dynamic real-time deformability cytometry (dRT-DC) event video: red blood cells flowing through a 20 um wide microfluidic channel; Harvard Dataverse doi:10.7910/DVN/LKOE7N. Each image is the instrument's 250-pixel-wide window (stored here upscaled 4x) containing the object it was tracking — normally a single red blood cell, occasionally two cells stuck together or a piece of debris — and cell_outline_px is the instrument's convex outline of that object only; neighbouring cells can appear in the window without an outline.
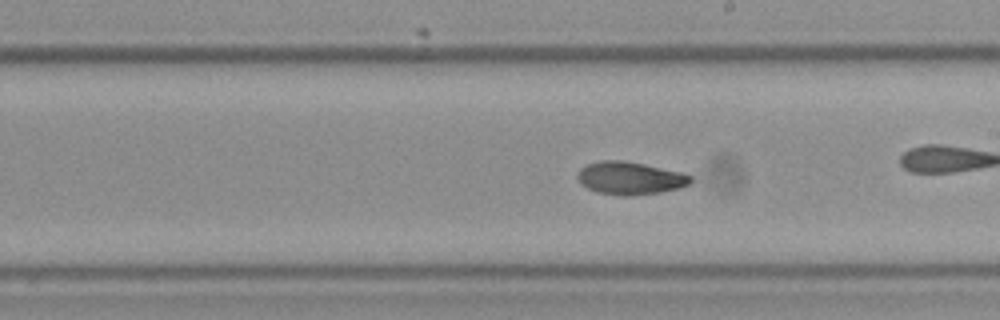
{"species": "Egyptian fruit bat (a non-hibernating species)", "species_latin": "Rousettus aegyptiacus", "temperature_condition": "cold", "stored_images_in_passage": 59, "camera_frame_rate_fps": 3000, "um_per_image_px": 0.085, "frame": {"image": 1, "passage_image": 34, "time_ms": 11.0, "image_size_px": [1000, 320], "cell_outline_px": [[692, 184], [680, 188], [660, 192], [632, 196], [620, 196], [596, 192], [580, 184], [576, 176], [580, 168], [588, 164], [600, 160], [620, 160], [644, 164], [684, 172], [692, 176]], "centroid_in_image_um": [53.57, 15.15], "position_along_channel_um": 235.4, "area_um2": 21.96}}
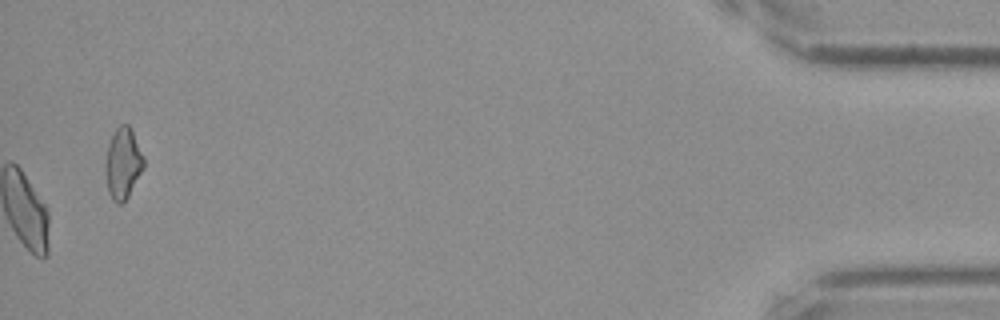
{"frame": {"image": 2, "passage_image": 59, "time_ms": 19.333, "image_size_px": [1000, 320], "cell_outline_px": [[144, 168], [128, 196], [120, 204], [116, 204], [112, 200], [108, 192], [104, 168], [108, 144], [116, 128], [120, 124], [128, 124], [144, 156]], "centroid_in_image_um": [10.44, 13.9], "position_along_channel_um": 424.8, "area_um2": 15.84}, "authors_computed_cell_mechanics": {"area_um2": 21.1548, "velocity_mm_per_s": 3.5367, "shape_relaxation_time_tau1_ms": 6.854, "shape_relaxation_time_tau2_ms": 4.5999, "deformation_change_tau1": 0.1709, "deformation_change_tau2": 0.0932}}